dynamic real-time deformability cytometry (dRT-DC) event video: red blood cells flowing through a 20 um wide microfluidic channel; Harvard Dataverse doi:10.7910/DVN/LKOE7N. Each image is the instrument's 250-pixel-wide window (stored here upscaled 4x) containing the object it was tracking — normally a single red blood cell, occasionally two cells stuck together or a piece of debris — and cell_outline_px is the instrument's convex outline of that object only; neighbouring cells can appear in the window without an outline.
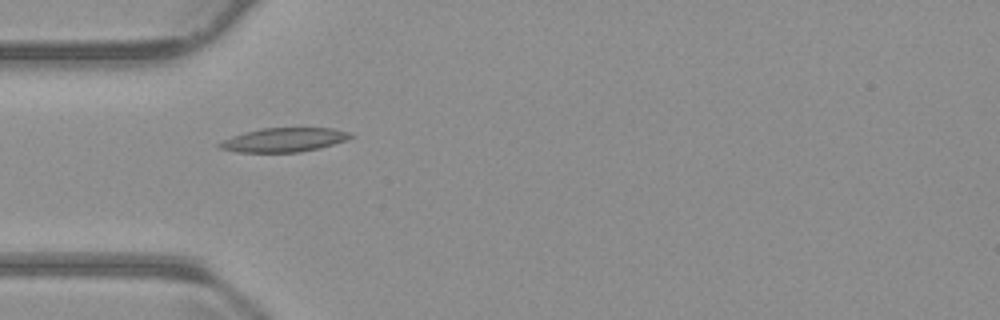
{"species": "common noctule bat (a hibernating species)", "species_latin": "Nyctalus noctula", "temperature_condition": "warm", "stored_images_in_passage": 39, "camera_frame_rate_fps": 3000, "um_per_image_px": 0.085, "animal": {"sex": "male", "body_mass_g": 23.1, "forearm_length_mm": 52.7}, "frame": {"image": 1, "passage_image": 1, "time_ms": 0.0, "image_size_px": [1000, 320], "cell_outline_px": [[356, 136], [320, 148], [300, 152], [236, 152], [220, 148], [216, 144], [232, 136], [244, 132], [260, 128], [332, 128], [352, 132]], "centroid_in_image_um": [24.15, 11.88], "position_along_channel_um": 60.9, "area_um2": 18.38}}
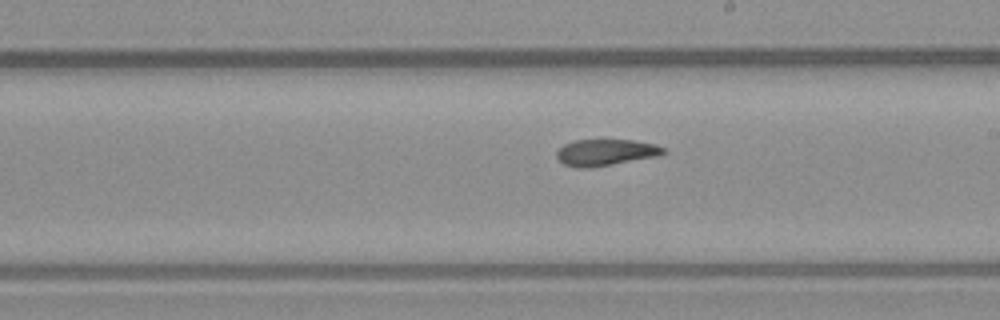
{"frame": {"image": 2, "passage_image": 15, "time_ms": 4.667, "image_size_px": [1000, 320], "cell_outline_px": [[668, 152], [656, 156], [612, 164], [588, 168], [576, 168], [564, 164], [556, 156], [556, 152], [564, 144], [576, 140], [632, 140], [656, 144], [664, 148]], "centroid_in_image_um": [51.48, 12.95], "position_along_channel_um": 237.5, "area_um2": 16.3}}
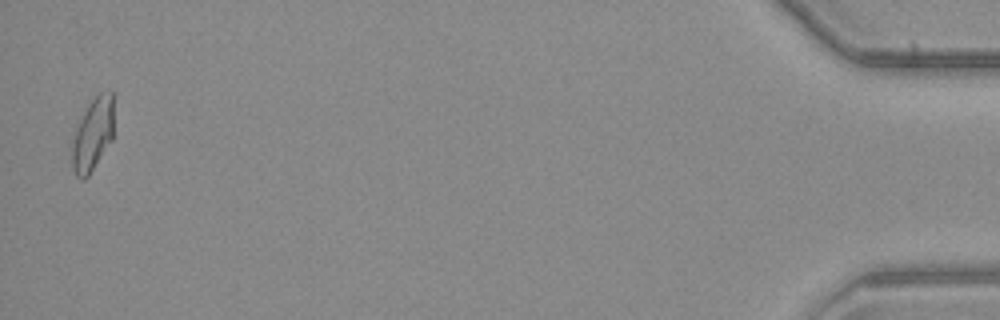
{"frame": {"image": 3, "passage_image": 38, "time_ms": 12.333, "image_size_px": [1000, 320], "cell_outline_px": [[112, 140], [88, 176], [84, 180], [80, 180], [76, 176], [72, 168], [72, 140], [76, 120], [88, 104], [100, 92], [112, 88]], "centroid_in_image_um": [7.84, 11.41], "position_along_channel_um": 427.4, "area_um2": 18.09}, "authors_computed_cell_mechanics": {"area_um2": 17.34, "velocity_mm_per_s": 3.798, "shape_relaxation_time_tau1_ms": null, "shape_relaxation_time_tau2_ms": 9.3199, "deformation_change_tau1": null, "deformation_change_tau2": 0.1597}}